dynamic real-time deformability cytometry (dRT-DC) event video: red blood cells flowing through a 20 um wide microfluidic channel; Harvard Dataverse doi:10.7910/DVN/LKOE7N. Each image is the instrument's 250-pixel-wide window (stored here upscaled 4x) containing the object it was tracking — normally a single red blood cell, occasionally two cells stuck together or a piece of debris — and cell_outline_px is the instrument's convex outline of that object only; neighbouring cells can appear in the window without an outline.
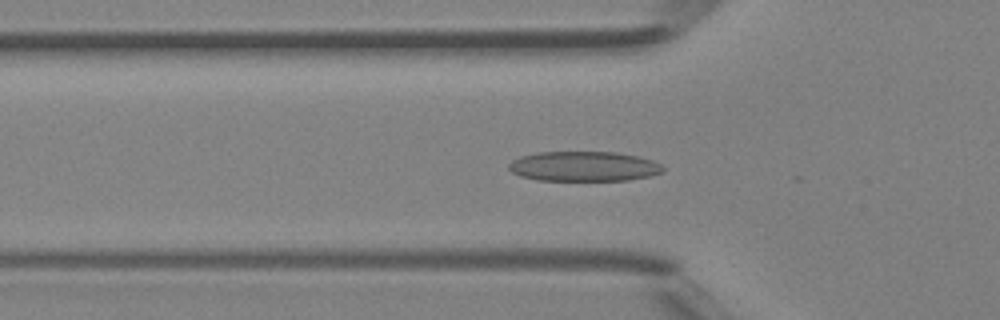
{"species": "Egyptian fruit bat (a non-hibernating species)", "species_latin": "Rousettus aegyptiacus", "temperature_condition": "room temperature", "stored_images_in_passage": 27, "camera_frame_rate_fps": 3000, "um_per_image_px": 0.085, "animal": {"sex": "female"}, "frame": {"image": 1, "passage_image": 12, "time_ms": 3.667, "image_size_px": [1000, 320], "cell_outline_px": [[664, 172], [652, 176], [628, 180], [536, 180], [520, 176], [512, 172], [508, 168], [508, 164], [512, 160], [520, 156], [540, 152], [616, 152], [636, 156], [652, 160], [660, 164], [664, 168]], "centroid_in_image_um": [49.62, 14.14], "position_along_channel_um": 76.2, "area_um2": 26.93}}
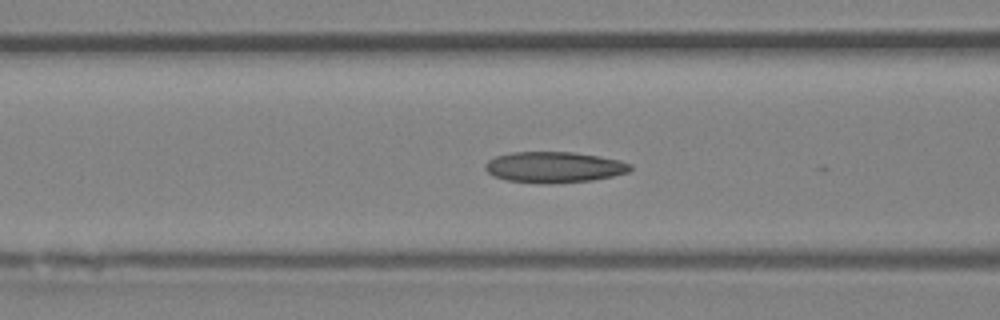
{"frame": {"image": 2, "passage_image": 15, "time_ms": 4.667, "image_size_px": [1000, 320], "cell_outline_px": [[632, 168], [628, 172], [612, 176], [592, 180], [548, 184], [544, 184], [508, 180], [492, 176], [484, 168], [484, 164], [488, 160], [496, 156], [512, 152], [572, 152], [600, 156], [620, 160], [632, 164]], "centroid_in_image_um": [47.09, 14.21], "position_along_channel_um": 119.5, "area_um2": 26.24}}
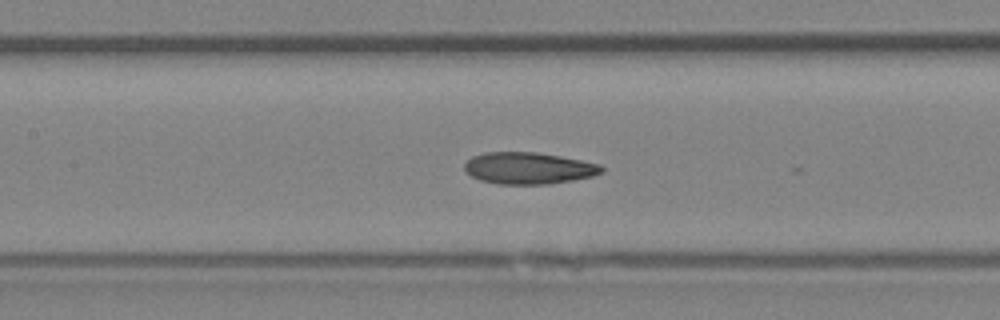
{"frame": {"image": 3, "passage_image": 18, "time_ms": 5.667, "image_size_px": [1000, 320], "cell_outline_px": [[604, 172], [592, 176], [572, 180], [548, 184], [500, 184], [480, 180], [472, 176], [464, 168], [464, 164], [472, 156], [484, 152], [536, 152], [560, 156], [600, 164], [604, 168]], "centroid_in_image_um": [44.93, 14.29], "position_along_channel_um": 162.5, "area_um2": 25.26}}